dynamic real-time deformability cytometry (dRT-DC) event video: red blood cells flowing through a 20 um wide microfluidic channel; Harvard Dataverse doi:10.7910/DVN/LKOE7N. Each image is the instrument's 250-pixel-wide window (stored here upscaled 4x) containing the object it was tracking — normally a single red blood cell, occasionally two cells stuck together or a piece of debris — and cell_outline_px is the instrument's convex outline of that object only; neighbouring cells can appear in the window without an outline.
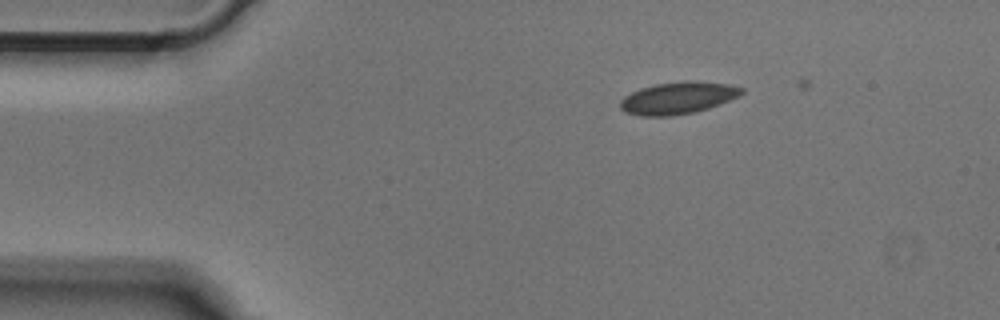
{"species": "Egyptian fruit bat (a non-hibernating species)", "species_latin": "Rousettus aegyptiacus", "temperature_condition": "cold", "stored_images_in_passage": 11, "camera_frame_rate_fps": 3000, "um_per_image_px": 0.085, "animal": {"sex": "male"}, "frame": {"image": 1, "passage_image": 1, "time_ms": 0.0, "image_size_px": [1000, 320], "cell_outline_px": [[744, 92], [740, 96], [720, 104], [696, 112], [672, 116], [640, 116], [624, 112], [620, 108], [620, 100], [624, 96], [640, 88], [656, 84], [684, 80], [696, 80], [728, 84], [744, 88]], "centroid_in_image_um": [57.63, 8.32], "position_along_channel_um": 27.4, "area_um2": 23.0}}
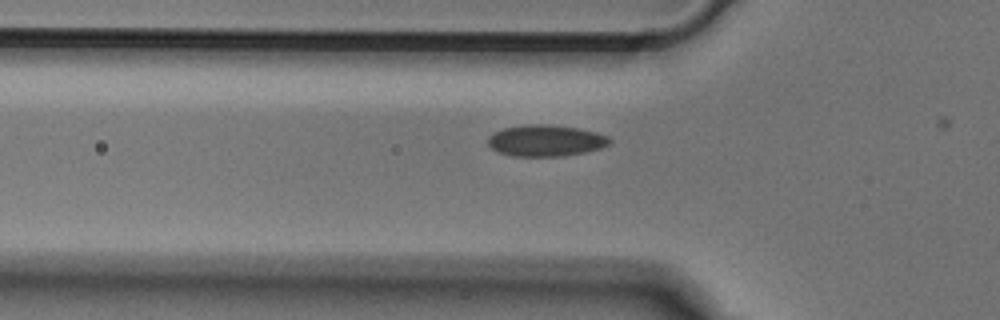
{"frame": {"image": 2, "passage_image": 9, "time_ms": 2.667, "image_size_px": [1000, 320], "cell_outline_px": [[612, 140], [608, 144], [600, 148], [584, 152], [564, 156], [512, 156], [496, 152], [488, 144], [488, 136], [492, 132], [504, 128], [524, 124], [544, 124], [580, 128], [596, 132], [608, 136]], "centroid_in_image_um": [46.35, 11.94], "position_along_channel_um": 79.4, "area_um2": 22.43}}